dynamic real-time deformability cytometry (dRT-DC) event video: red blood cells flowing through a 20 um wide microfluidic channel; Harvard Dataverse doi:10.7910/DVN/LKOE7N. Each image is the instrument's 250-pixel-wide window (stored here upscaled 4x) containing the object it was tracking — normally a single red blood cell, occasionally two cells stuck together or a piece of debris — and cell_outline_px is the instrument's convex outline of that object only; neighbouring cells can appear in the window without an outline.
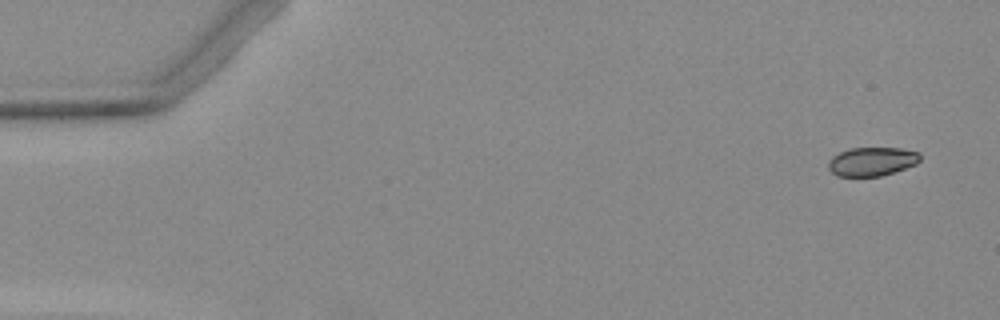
{"species": "Egyptian fruit bat (a non-hibernating species)", "species_latin": "Rousettus aegyptiacus", "temperature_condition": "warm", "stored_images_in_passage": 3, "segment_of_instrument_passage": [2, 2], "camera_frame_rate_fps": 3000, "um_per_image_px": 0.085, "animal": {"sex": "female"}, "frame": {"image": 1, "passage_image": 3, "time_ms": 3.0, "image_size_px": [1000, 320], "cell_outline_px": [[920, 160], [916, 164], [880, 176], [836, 176], [828, 168], [828, 160], [832, 156], [840, 152], [852, 148], [900, 148], [920, 152]], "centroid_in_image_um": [74.1, 13.72], "position_along_channel_um": 10.9, "area_um2": 15.32}}